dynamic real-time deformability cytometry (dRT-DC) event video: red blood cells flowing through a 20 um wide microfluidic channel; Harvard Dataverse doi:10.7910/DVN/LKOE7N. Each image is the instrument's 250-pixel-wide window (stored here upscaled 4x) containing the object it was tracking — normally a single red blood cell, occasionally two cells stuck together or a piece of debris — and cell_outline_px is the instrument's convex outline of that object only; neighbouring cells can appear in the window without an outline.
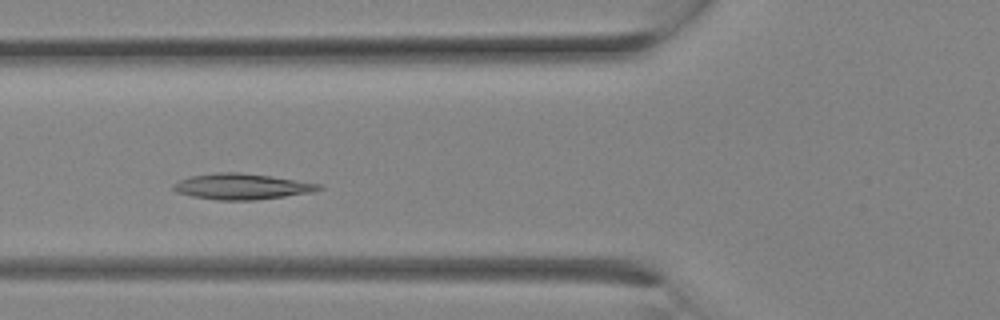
{"species": "Egyptian fruit bat (a non-hibernating species)", "species_latin": "Rousettus aegyptiacus", "temperature_condition": "room temperature", "stored_images_in_passage": 9, "camera_frame_rate_fps": 3000, "um_per_image_px": 0.085, "animal": {"sex": "female"}, "frame": {"image": 1, "passage_image": 6, "time_ms": 1.667, "image_size_px": [1000, 320], "cell_outline_px": [[324, 188], [312, 192], [256, 200], [216, 200], [192, 196], [176, 192], [172, 188], [172, 184], [188, 176], [216, 172], [240, 172], [272, 176], [320, 184]], "centroid_in_image_um": [20.51, 15.84], "position_along_channel_um": 105.3, "area_um2": 21.96}}
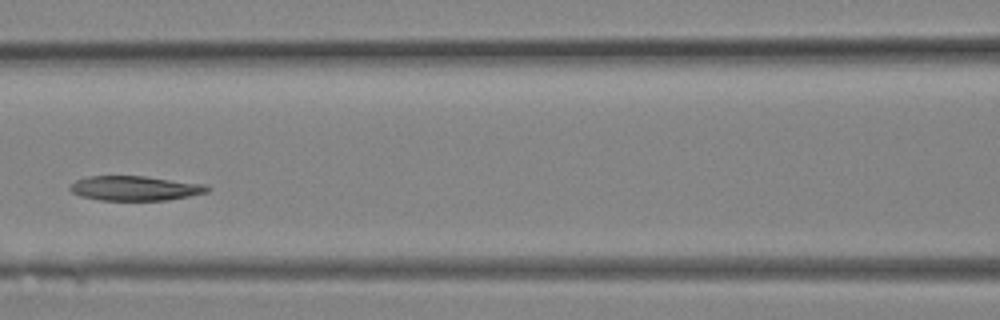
{"frame": {"image": 2, "passage_image": 8, "time_ms": 2.333, "image_size_px": [1000, 320], "cell_outline_px": [[212, 188], [208, 192], [168, 200], [100, 200], [80, 196], [72, 192], [68, 188], [76, 180], [88, 176], [144, 176], [204, 184]], "centroid_in_image_um": [11.47, 16.0], "position_along_channel_um": 155.1, "area_um2": 19.65}}